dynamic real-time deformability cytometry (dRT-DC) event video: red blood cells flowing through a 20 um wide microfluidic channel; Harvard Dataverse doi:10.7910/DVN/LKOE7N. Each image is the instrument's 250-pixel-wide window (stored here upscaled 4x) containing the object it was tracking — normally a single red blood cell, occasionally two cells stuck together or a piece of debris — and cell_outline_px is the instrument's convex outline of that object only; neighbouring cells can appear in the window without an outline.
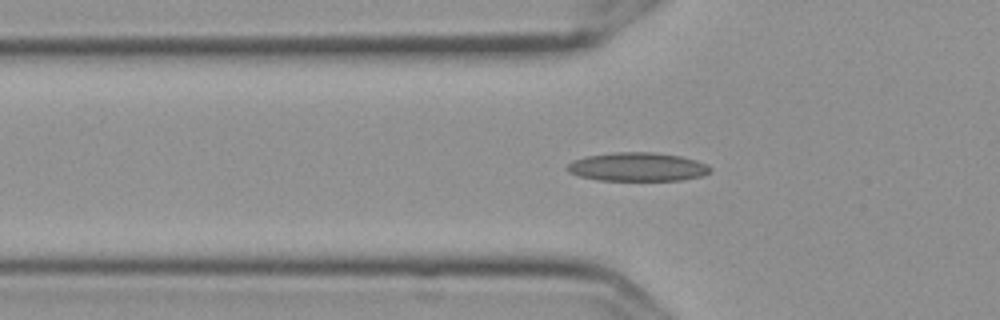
{"species": "Egyptian fruit bat (a non-hibernating species)", "species_latin": "Rousettus aegyptiacus", "temperature_condition": "cold", "stored_images_in_passage": 35, "camera_frame_rate_fps": 3000, "um_per_image_px": 0.085, "frame": {"image": 1, "passage_image": 5, "time_ms": 1.333, "image_size_px": [1000, 320], "cell_outline_px": [[712, 172], [704, 176], [680, 180], [600, 180], [580, 176], [568, 172], [564, 168], [572, 160], [588, 156], [616, 152], [652, 152], [680, 156], [696, 160], [708, 164], [712, 168]], "centroid_in_image_um": [54.22, 14.19], "position_along_channel_um": 71.6, "area_um2": 23.99}}
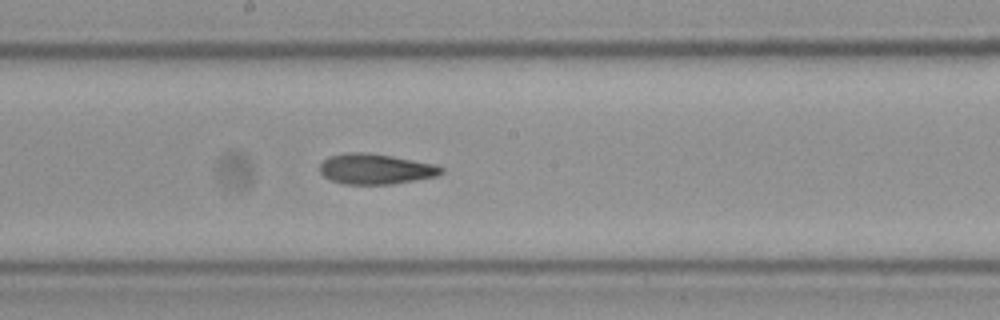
{"frame": {"image": 2, "passage_image": 17, "time_ms": 5.333, "image_size_px": [1000, 320], "cell_outline_px": [[444, 172], [436, 176], [388, 184], [344, 184], [332, 180], [324, 176], [320, 172], [320, 164], [328, 156], [344, 152], [364, 152], [392, 156], [436, 164], [444, 168]], "centroid_in_image_um": [31.91, 14.35], "position_along_channel_um": 216.3, "area_um2": 21.44}}
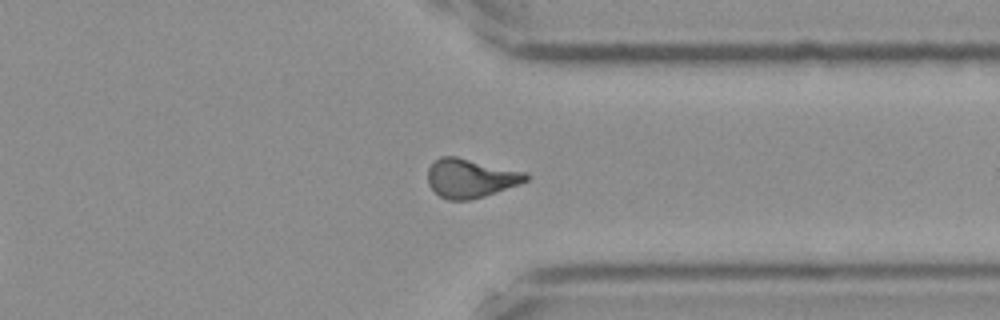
{"frame": {"image": 3, "passage_image": 30, "time_ms": 9.667, "image_size_px": [1000, 320], "cell_outline_px": [[528, 180], [520, 184], [472, 200], [448, 200], [440, 196], [428, 184], [428, 168], [440, 156], [456, 156], [528, 172]], "centroid_in_image_um": [40.02, 15.14], "position_along_channel_um": 371.4, "area_um2": 22.31}, "authors_computed_cell_mechanics": {"area_um2": 21.7906, "velocity_mm_per_s": 3.5951, "shape_relaxation_time_tau1_ms": 6.5802, "shape_relaxation_time_tau2_ms": 3.5682, "deformation_change_tau1": 0.149, "deformation_change_tau2": 0.1005}}